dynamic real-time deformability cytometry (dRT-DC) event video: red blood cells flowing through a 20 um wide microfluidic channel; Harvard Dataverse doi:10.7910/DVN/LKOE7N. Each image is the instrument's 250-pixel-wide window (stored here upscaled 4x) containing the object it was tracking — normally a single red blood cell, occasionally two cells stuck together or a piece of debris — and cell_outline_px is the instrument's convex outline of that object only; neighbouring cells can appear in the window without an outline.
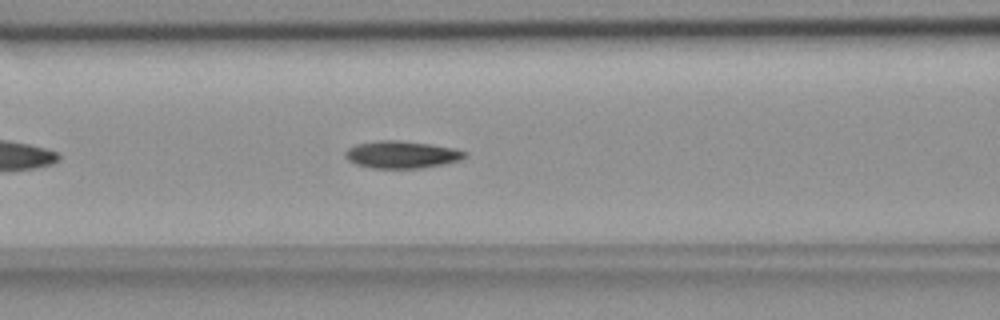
{"species": "common noctule bat (a hibernating species)", "species_latin": "Nyctalus noctula", "temperature_condition": "room temperature", "stored_images_in_passage": 43, "camera_frame_rate_fps": 3000, "um_per_image_px": 0.085, "animal": {"sex": "female", "body_mass_g": 18.4}, "frame": {"image": 1, "passage_image": 10, "time_ms": 3.0, "image_size_px": [1000, 320], "cell_outline_px": [[468, 156], [460, 160], [444, 164], [420, 168], [372, 168], [356, 164], [348, 160], [344, 156], [344, 152], [348, 148], [356, 144], [376, 140], [400, 140], [432, 144], [456, 148], [468, 152]], "centroid_in_image_um": [34.17, 13.13], "position_along_channel_um": 132.4, "area_um2": 19.31}}
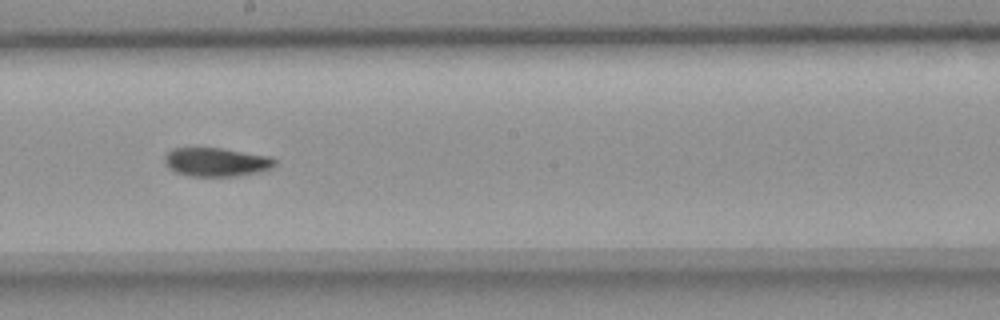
{"frame": {"image": 2, "passage_image": 18, "time_ms": 5.667, "image_size_px": [1000, 320], "cell_outline_px": [[276, 164], [272, 168], [260, 172], [236, 176], [188, 176], [176, 172], [168, 168], [164, 160], [164, 156], [172, 148], [220, 148], [272, 156], [276, 160]], "centroid_in_image_um": [18.41, 13.77], "position_along_channel_um": 229.8, "area_um2": 18.61}}
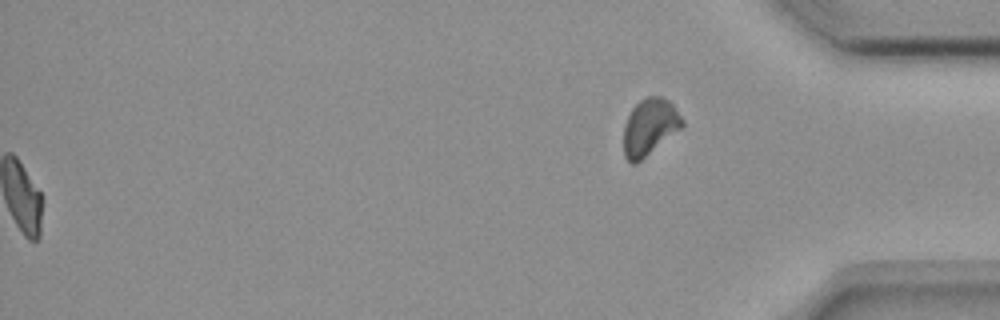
{"frame": {"image": 3, "passage_image": 43, "time_ms": 14.0, "image_size_px": [1000, 320], "cell_outline_px": [[684, 124], [680, 128], [636, 164], [632, 164], [624, 156], [624, 124], [632, 108], [640, 100], [648, 96], [660, 96], [668, 100], [672, 104], [684, 120]], "centroid_in_image_um": [55.2, 10.78], "position_along_channel_um": 380.0, "area_um2": 19.02}, "authors_computed_cell_mechanics": {"area_um2": 18.7272, "velocity_mm_per_s": 3.6642, "shape_relaxation_time_tau1_ms": 4.9125, "shape_relaxation_time_tau2_ms": 3.6152, "deformation_change_tau1": 0.157, "deformation_change_tau2": 0.0922}}